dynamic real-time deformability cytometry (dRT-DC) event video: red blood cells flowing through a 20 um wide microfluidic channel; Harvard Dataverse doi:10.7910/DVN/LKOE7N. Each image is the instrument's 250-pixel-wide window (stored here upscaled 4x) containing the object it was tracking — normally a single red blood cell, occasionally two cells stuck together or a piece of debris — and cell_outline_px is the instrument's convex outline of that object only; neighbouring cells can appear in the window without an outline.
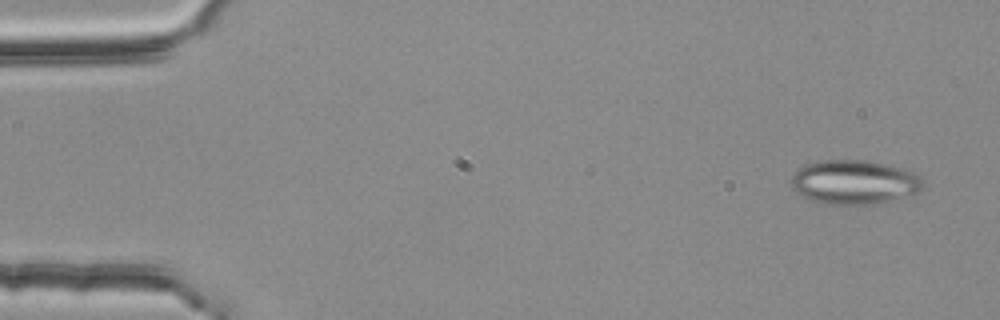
{"species": "common noctule bat (a hibernating species)", "species_latin": "Nyctalus noctula", "temperature_condition": "room temperature", "stored_images_in_passage": 4, "camera_frame_rate_fps": 3000, "um_per_image_px": 0.085, "animal": {"sex": "female", "body_mass_g": 25.1}, "frame": {"image": 1, "passage_image": 1, "time_ms": 0.0, "image_size_px": [1000, 320], "cell_outline_px": [[924, 188], [916, 192], [884, 204], [824, 204], [812, 200], [796, 192], [792, 188], [792, 176], [800, 168], [808, 164], [820, 160], [864, 160], [884, 164], [912, 172], [920, 176], [924, 180]], "centroid_in_image_um": [72.64, 15.5], "position_along_channel_um": 12.4, "area_um2": 33.81}}
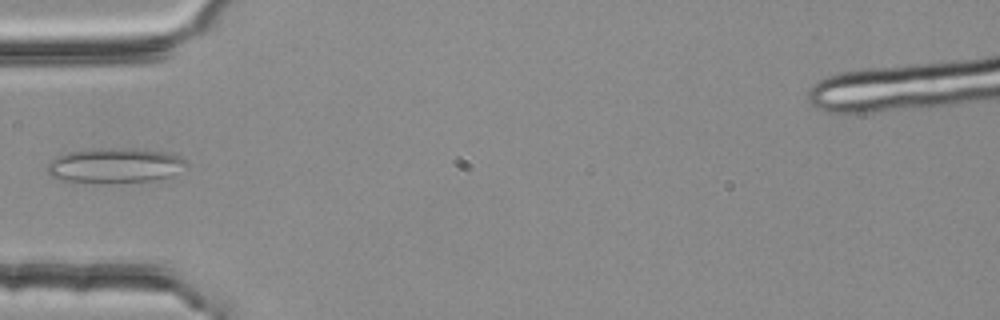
{"frame": {"image": 2, "passage_image": 4, "time_ms": 1.0, "image_size_px": [1000, 320], "cell_outline_px": [[188, 164], [168, 176], [152, 180], [108, 184], [56, 180], [48, 172], [48, 164], [52, 156], [68, 152], [96, 148], [144, 148], [172, 152], [180, 156]], "centroid_in_image_um": [9.72, 14.05], "position_along_channel_um": 75.3, "area_um2": 28.96}}